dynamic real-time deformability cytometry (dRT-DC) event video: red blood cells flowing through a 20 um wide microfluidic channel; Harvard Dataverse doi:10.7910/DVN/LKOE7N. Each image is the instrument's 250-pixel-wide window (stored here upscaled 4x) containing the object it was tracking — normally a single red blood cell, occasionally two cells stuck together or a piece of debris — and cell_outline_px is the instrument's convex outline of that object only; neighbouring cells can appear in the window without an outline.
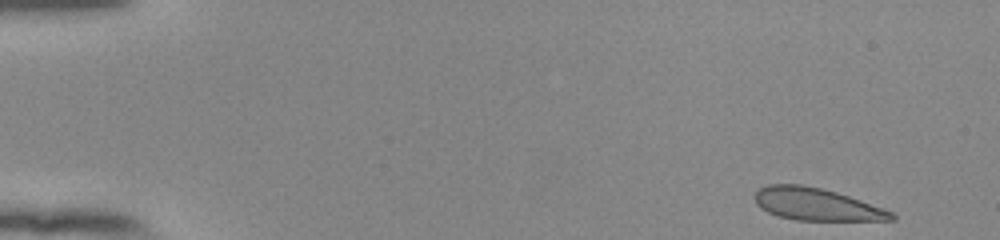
{"species": "human", "species_latin": "Homo sapiens", "temperature_condition": "room temperature", "stored_images_in_passage": 50, "camera_frame_rate_fps": 3000, "um_per_image_px": 0.085, "donor": {"sex": "female"}, "frame": {"image": 1, "passage_image": 1, "time_ms": 0.0, "image_size_px": [1000, 240], "cell_outline_px": [[896, 220], [796, 220], [780, 216], [768, 212], [760, 208], [756, 204], [752, 196], [760, 188], [768, 184], [800, 184], [820, 188], [836, 192], [884, 208], [892, 212], [896, 216]], "centroid_in_image_um": [69.37, 17.36], "position_along_channel_um": 15.6, "area_um2": 25.66}}
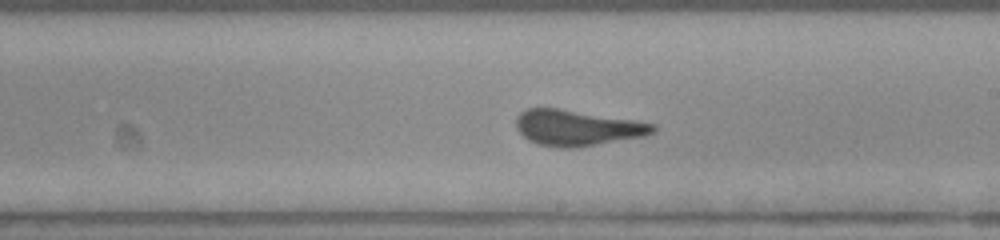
{"frame": {"image": 2, "passage_image": 29, "time_ms": 9.333, "image_size_px": [1000, 240], "cell_outline_px": [[656, 132], [644, 136], [576, 148], [556, 148], [536, 144], [528, 140], [516, 128], [516, 116], [520, 112], [528, 108], [560, 108], [636, 120], [656, 124]], "centroid_in_image_um": [49.05, 10.86], "position_along_channel_um": 239.9, "area_um2": 28.84}}
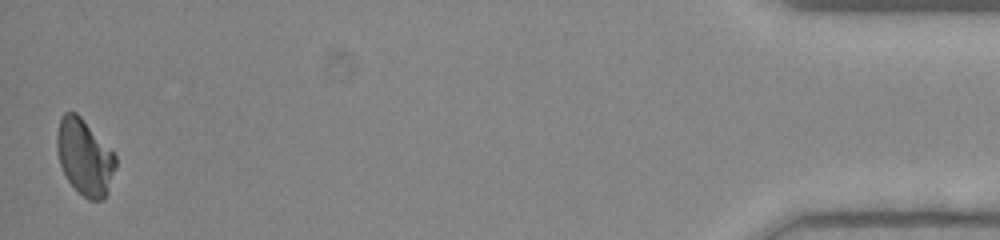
{"frame": {"image": 3, "passage_image": 50, "time_ms": 16.333, "image_size_px": [1000, 240], "cell_outline_px": [[116, 168], [108, 192], [104, 200], [88, 200], [68, 180], [60, 164], [56, 148], [56, 136], [60, 120], [64, 112], [76, 112], [80, 116], [116, 156]], "centroid_in_image_um": [7.19, 13.37], "position_along_channel_um": 428.0, "area_um2": 25.66}, "authors_computed_cell_mechanics": {"area_um2": 27.7729, "velocity_mm_per_s": 3.8863, "shape_relaxation_time_tau1_ms": 11.0085, "shape_relaxation_time_tau2_ms": null, "deformation_change_tau1": 0.1826, "deformation_change_tau2": null}}